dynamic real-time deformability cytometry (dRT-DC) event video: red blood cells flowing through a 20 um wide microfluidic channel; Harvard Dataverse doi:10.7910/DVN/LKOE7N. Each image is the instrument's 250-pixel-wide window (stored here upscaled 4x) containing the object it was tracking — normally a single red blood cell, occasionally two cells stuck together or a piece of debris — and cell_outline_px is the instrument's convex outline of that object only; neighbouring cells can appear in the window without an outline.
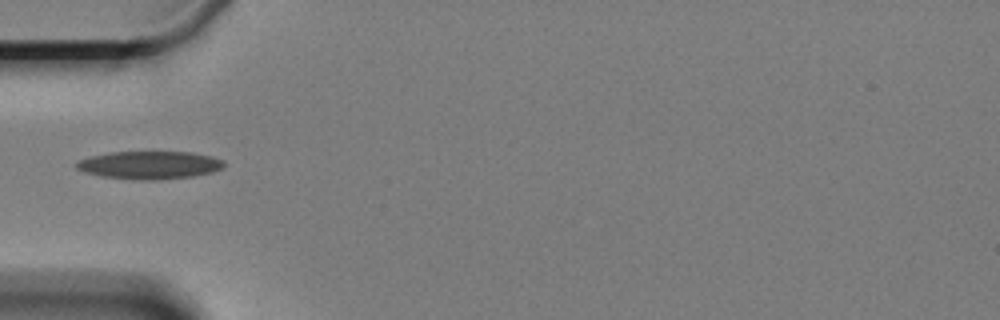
{"species": "Egyptian fruit bat (a non-hibernating species)", "species_latin": "Rousettus aegyptiacus", "temperature_condition": "cold", "stored_images_in_passage": 42, "camera_frame_rate_fps": 3000, "um_per_image_px": 0.085, "animal": {"sex": "female"}, "frame": {"image": 1, "passage_image": 1, "time_ms": 0.0, "image_size_px": [1000, 320], "cell_outline_px": [[224, 164], [220, 168], [212, 172], [192, 176], [156, 180], [132, 180], [100, 176], [84, 172], [76, 168], [76, 164], [80, 160], [92, 156], [112, 152], [192, 152], [212, 156], [224, 160]], "centroid_in_image_um": [12.71, 14.03], "position_along_channel_um": 72.3, "area_um2": 23.93}}
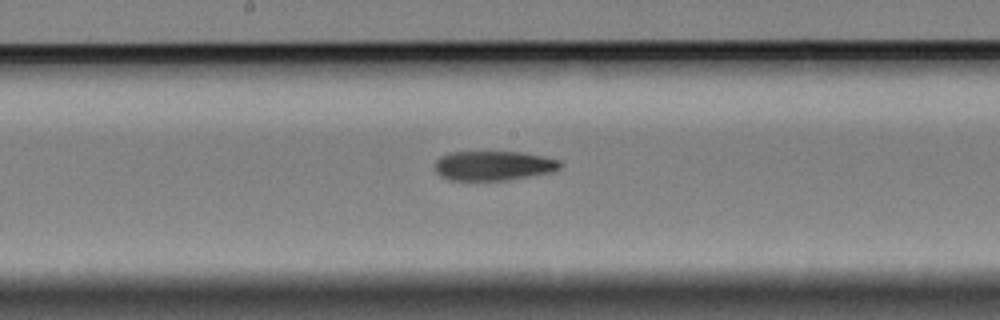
{"frame": {"image": 2, "passage_image": 13, "time_ms": 4.0, "image_size_px": [1000, 320], "cell_outline_px": [[564, 164], [560, 168], [552, 172], [508, 180], [448, 180], [440, 176], [436, 172], [436, 160], [440, 156], [452, 152], [520, 152], [544, 156], [560, 160]], "centroid_in_image_um": [41.97, 14.08], "position_along_channel_um": 206.2, "area_um2": 21.68}}
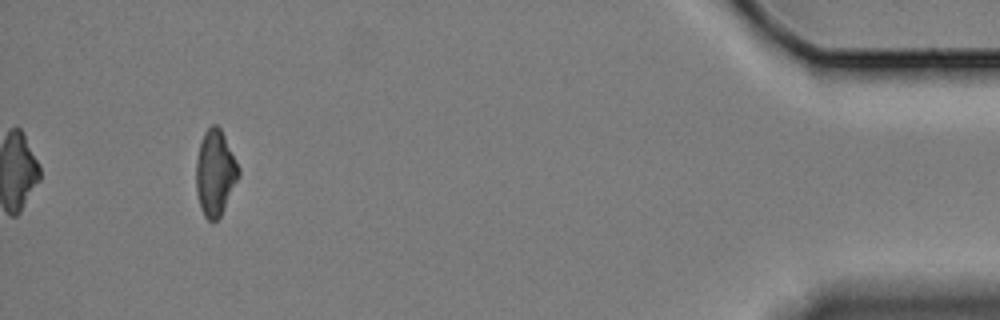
{"frame": {"image": 3, "passage_image": 38, "time_ms": 12.333, "image_size_px": [1000, 320], "cell_outline_px": [[240, 176], [220, 216], [216, 220], [208, 220], [204, 216], [200, 208], [196, 188], [196, 160], [200, 144], [204, 132], [212, 124], [216, 124], [220, 128], [240, 168]], "centroid_in_image_um": [18.29, 14.69], "position_along_channel_um": 416.9, "area_um2": 21.1}, "authors_computed_cell_mechanics": {"area_um2": 22.1374, "velocity_mm_per_s": 3.3181, "shape_relaxation_time_tau1_ms": 8.8389, "shape_relaxation_time_tau2_ms": 8.6303, "deformation_change_tau1": 0.1845, "deformation_change_tau2": 0.1922}}